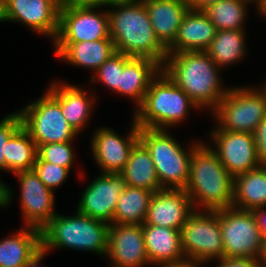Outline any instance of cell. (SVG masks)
Listing matches in <instances>:
<instances>
[{"label":"cell","instance_id":"cell-41","mask_svg":"<svg viewBox=\"0 0 266 267\" xmlns=\"http://www.w3.org/2000/svg\"><path fill=\"white\" fill-rule=\"evenodd\" d=\"M60 10L69 7L93 6L90 0H56Z\"/></svg>","mask_w":266,"mask_h":267},{"label":"cell","instance_id":"cell-44","mask_svg":"<svg viewBox=\"0 0 266 267\" xmlns=\"http://www.w3.org/2000/svg\"><path fill=\"white\" fill-rule=\"evenodd\" d=\"M257 260L260 267H266V237L262 239V245Z\"/></svg>","mask_w":266,"mask_h":267},{"label":"cell","instance_id":"cell-26","mask_svg":"<svg viewBox=\"0 0 266 267\" xmlns=\"http://www.w3.org/2000/svg\"><path fill=\"white\" fill-rule=\"evenodd\" d=\"M232 206L252 211L266 207V165L234 177Z\"/></svg>","mask_w":266,"mask_h":267},{"label":"cell","instance_id":"cell-19","mask_svg":"<svg viewBox=\"0 0 266 267\" xmlns=\"http://www.w3.org/2000/svg\"><path fill=\"white\" fill-rule=\"evenodd\" d=\"M65 82V83H64ZM46 90L60 103V108L67 122L82 133L94 113L96 93L90 89L67 83V81H52Z\"/></svg>","mask_w":266,"mask_h":267},{"label":"cell","instance_id":"cell-50","mask_svg":"<svg viewBox=\"0 0 266 267\" xmlns=\"http://www.w3.org/2000/svg\"><path fill=\"white\" fill-rule=\"evenodd\" d=\"M264 83H265V84L262 83V86H261V87L266 91V80H265Z\"/></svg>","mask_w":266,"mask_h":267},{"label":"cell","instance_id":"cell-37","mask_svg":"<svg viewBox=\"0 0 266 267\" xmlns=\"http://www.w3.org/2000/svg\"><path fill=\"white\" fill-rule=\"evenodd\" d=\"M215 261V267H260L257 258L251 257H223Z\"/></svg>","mask_w":266,"mask_h":267},{"label":"cell","instance_id":"cell-30","mask_svg":"<svg viewBox=\"0 0 266 267\" xmlns=\"http://www.w3.org/2000/svg\"><path fill=\"white\" fill-rule=\"evenodd\" d=\"M153 192L126 186L113 215V224L142 225L145 222Z\"/></svg>","mask_w":266,"mask_h":267},{"label":"cell","instance_id":"cell-31","mask_svg":"<svg viewBox=\"0 0 266 267\" xmlns=\"http://www.w3.org/2000/svg\"><path fill=\"white\" fill-rule=\"evenodd\" d=\"M249 2L246 0H218L202 11L219 30H240L245 28Z\"/></svg>","mask_w":266,"mask_h":267},{"label":"cell","instance_id":"cell-11","mask_svg":"<svg viewBox=\"0 0 266 267\" xmlns=\"http://www.w3.org/2000/svg\"><path fill=\"white\" fill-rule=\"evenodd\" d=\"M106 5L69 7L59 11V29L52 43L111 39ZM100 8V9H99ZM98 9V10H97Z\"/></svg>","mask_w":266,"mask_h":267},{"label":"cell","instance_id":"cell-42","mask_svg":"<svg viewBox=\"0 0 266 267\" xmlns=\"http://www.w3.org/2000/svg\"><path fill=\"white\" fill-rule=\"evenodd\" d=\"M262 237H266V207L254 210Z\"/></svg>","mask_w":266,"mask_h":267},{"label":"cell","instance_id":"cell-38","mask_svg":"<svg viewBox=\"0 0 266 267\" xmlns=\"http://www.w3.org/2000/svg\"><path fill=\"white\" fill-rule=\"evenodd\" d=\"M13 189L10 188L9 185L3 182L2 179H0V210L2 208H6L7 206L11 204L13 201L15 195Z\"/></svg>","mask_w":266,"mask_h":267},{"label":"cell","instance_id":"cell-33","mask_svg":"<svg viewBox=\"0 0 266 267\" xmlns=\"http://www.w3.org/2000/svg\"><path fill=\"white\" fill-rule=\"evenodd\" d=\"M73 141L48 143L37 148V156L46 162L55 163L72 170L76 161V152L73 149Z\"/></svg>","mask_w":266,"mask_h":267},{"label":"cell","instance_id":"cell-8","mask_svg":"<svg viewBox=\"0 0 266 267\" xmlns=\"http://www.w3.org/2000/svg\"><path fill=\"white\" fill-rule=\"evenodd\" d=\"M19 113L22 126L37 148L48 143L75 141L79 135L63 116L60 103L46 89L41 97L19 109Z\"/></svg>","mask_w":266,"mask_h":267},{"label":"cell","instance_id":"cell-21","mask_svg":"<svg viewBox=\"0 0 266 267\" xmlns=\"http://www.w3.org/2000/svg\"><path fill=\"white\" fill-rule=\"evenodd\" d=\"M55 55L64 63L97 71L116 49L112 39H99L78 43H52Z\"/></svg>","mask_w":266,"mask_h":267},{"label":"cell","instance_id":"cell-14","mask_svg":"<svg viewBox=\"0 0 266 267\" xmlns=\"http://www.w3.org/2000/svg\"><path fill=\"white\" fill-rule=\"evenodd\" d=\"M76 210L91 218L113 224V215L126 182L120 173H100L87 182Z\"/></svg>","mask_w":266,"mask_h":267},{"label":"cell","instance_id":"cell-22","mask_svg":"<svg viewBox=\"0 0 266 267\" xmlns=\"http://www.w3.org/2000/svg\"><path fill=\"white\" fill-rule=\"evenodd\" d=\"M144 4L157 39L167 49L176 38L188 4L185 0H144Z\"/></svg>","mask_w":266,"mask_h":267},{"label":"cell","instance_id":"cell-16","mask_svg":"<svg viewBox=\"0 0 266 267\" xmlns=\"http://www.w3.org/2000/svg\"><path fill=\"white\" fill-rule=\"evenodd\" d=\"M7 22L20 23L33 33L45 35L52 42L59 29L56 0H3Z\"/></svg>","mask_w":266,"mask_h":267},{"label":"cell","instance_id":"cell-1","mask_svg":"<svg viewBox=\"0 0 266 267\" xmlns=\"http://www.w3.org/2000/svg\"><path fill=\"white\" fill-rule=\"evenodd\" d=\"M106 7L109 34L116 52L129 57L149 58L162 67L168 55L167 49L154 33L144 1L112 2Z\"/></svg>","mask_w":266,"mask_h":267},{"label":"cell","instance_id":"cell-23","mask_svg":"<svg viewBox=\"0 0 266 267\" xmlns=\"http://www.w3.org/2000/svg\"><path fill=\"white\" fill-rule=\"evenodd\" d=\"M162 67L149 58L132 57L123 67L119 94L130 98L134 104L133 112L142 104L150 82L159 74Z\"/></svg>","mask_w":266,"mask_h":267},{"label":"cell","instance_id":"cell-4","mask_svg":"<svg viewBox=\"0 0 266 267\" xmlns=\"http://www.w3.org/2000/svg\"><path fill=\"white\" fill-rule=\"evenodd\" d=\"M189 109L201 111L199 106L161 70L150 82L145 98L133 112L132 118L139 128L169 129L186 121Z\"/></svg>","mask_w":266,"mask_h":267},{"label":"cell","instance_id":"cell-3","mask_svg":"<svg viewBox=\"0 0 266 267\" xmlns=\"http://www.w3.org/2000/svg\"><path fill=\"white\" fill-rule=\"evenodd\" d=\"M234 178L202 141L192 152L186 193L195 210L217 211L233 205Z\"/></svg>","mask_w":266,"mask_h":267},{"label":"cell","instance_id":"cell-39","mask_svg":"<svg viewBox=\"0 0 266 267\" xmlns=\"http://www.w3.org/2000/svg\"><path fill=\"white\" fill-rule=\"evenodd\" d=\"M203 266L204 264L197 262L194 259L185 257L178 261L160 263L158 265H155L154 267H203Z\"/></svg>","mask_w":266,"mask_h":267},{"label":"cell","instance_id":"cell-28","mask_svg":"<svg viewBox=\"0 0 266 267\" xmlns=\"http://www.w3.org/2000/svg\"><path fill=\"white\" fill-rule=\"evenodd\" d=\"M246 29L219 30L205 51L215 64L223 70L224 67L233 66L247 56Z\"/></svg>","mask_w":266,"mask_h":267},{"label":"cell","instance_id":"cell-40","mask_svg":"<svg viewBox=\"0 0 266 267\" xmlns=\"http://www.w3.org/2000/svg\"><path fill=\"white\" fill-rule=\"evenodd\" d=\"M48 252L49 251L47 249L40 246L34 252V254L27 260L26 264L23 267H41V262L43 261V258H45Z\"/></svg>","mask_w":266,"mask_h":267},{"label":"cell","instance_id":"cell-6","mask_svg":"<svg viewBox=\"0 0 266 267\" xmlns=\"http://www.w3.org/2000/svg\"><path fill=\"white\" fill-rule=\"evenodd\" d=\"M168 129L139 128V141L148 149L163 189H185L193 150L202 142L188 147L176 141Z\"/></svg>","mask_w":266,"mask_h":267},{"label":"cell","instance_id":"cell-17","mask_svg":"<svg viewBox=\"0 0 266 267\" xmlns=\"http://www.w3.org/2000/svg\"><path fill=\"white\" fill-rule=\"evenodd\" d=\"M106 257L112 267L152 266L146 251L142 225L110 224Z\"/></svg>","mask_w":266,"mask_h":267},{"label":"cell","instance_id":"cell-48","mask_svg":"<svg viewBox=\"0 0 266 267\" xmlns=\"http://www.w3.org/2000/svg\"><path fill=\"white\" fill-rule=\"evenodd\" d=\"M250 4H255V7H257L263 0H246Z\"/></svg>","mask_w":266,"mask_h":267},{"label":"cell","instance_id":"cell-47","mask_svg":"<svg viewBox=\"0 0 266 267\" xmlns=\"http://www.w3.org/2000/svg\"><path fill=\"white\" fill-rule=\"evenodd\" d=\"M94 5H108L113 2V0H90Z\"/></svg>","mask_w":266,"mask_h":267},{"label":"cell","instance_id":"cell-10","mask_svg":"<svg viewBox=\"0 0 266 267\" xmlns=\"http://www.w3.org/2000/svg\"><path fill=\"white\" fill-rule=\"evenodd\" d=\"M224 257L258 258L262 234L254 211L229 207L219 210Z\"/></svg>","mask_w":266,"mask_h":267},{"label":"cell","instance_id":"cell-5","mask_svg":"<svg viewBox=\"0 0 266 267\" xmlns=\"http://www.w3.org/2000/svg\"><path fill=\"white\" fill-rule=\"evenodd\" d=\"M107 222L81 214L65 216L57 213L41 230V246L48 251L72 249L105 257L108 248Z\"/></svg>","mask_w":266,"mask_h":267},{"label":"cell","instance_id":"cell-34","mask_svg":"<svg viewBox=\"0 0 266 267\" xmlns=\"http://www.w3.org/2000/svg\"><path fill=\"white\" fill-rule=\"evenodd\" d=\"M34 172L49 189L55 190L59 188L67 180L70 175V169L59 166L55 163L42 161L38 156L33 166Z\"/></svg>","mask_w":266,"mask_h":267},{"label":"cell","instance_id":"cell-36","mask_svg":"<svg viewBox=\"0 0 266 267\" xmlns=\"http://www.w3.org/2000/svg\"><path fill=\"white\" fill-rule=\"evenodd\" d=\"M253 135L258 159L261 165H266V117L257 125Z\"/></svg>","mask_w":266,"mask_h":267},{"label":"cell","instance_id":"cell-13","mask_svg":"<svg viewBox=\"0 0 266 267\" xmlns=\"http://www.w3.org/2000/svg\"><path fill=\"white\" fill-rule=\"evenodd\" d=\"M126 137L120 136L111 127H97L91 138V153L101 173H120L134 145L139 141V127L132 119Z\"/></svg>","mask_w":266,"mask_h":267},{"label":"cell","instance_id":"cell-7","mask_svg":"<svg viewBox=\"0 0 266 267\" xmlns=\"http://www.w3.org/2000/svg\"><path fill=\"white\" fill-rule=\"evenodd\" d=\"M254 87L231 85L210 112L217 122L212 130L255 132L257 125L266 117V91L260 85Z\"/></svg>","mask_w":266,"mask_h":267},{"label":"cell","instance_id":"cell-49","mask_svg":"<svg viewBox=\"0 0 266 267\" xmlns=\"http://www.w3.org/2000/svg\"><path fill=\"white\" fill-rule=\"evenodd\" d=\"M144 0H113V2H143Z\"/></svg>","mask_w":266,"mask_h":267},{"label":"cell","instance_id":"cell-45","mask_svg":"<svg viewBox=\"0 0 266 267\" xmlns=\"http://www.w3.org/2000/svg\"><path fill=\"white\" fill-rule=\"evenodd\" d=\"M256 8V12L266 18V0H263Z\"/></svg>","mask_w":266,"mask_h":267},{"label":"cell","instance_id":"cell-24","mask_svg":"<svg viewBox=\"0 0 266 267\" xmlns=\"http://www.w3.org/2000/svg\"><path fill=\"white\" fill-rule=\"evenodd\" d=\"M144 242L150 264L178 261L185 258L180 230L155 225H142Z\"/></svg>","mask_w":266,"mask_h":267},{"label":"cell","instance_id":"cell-35","mask_svg":"<svg viewBox=\"0 0 266 267\" xmlns=\"http://www.w3.org/2000/svg\"><path fill=\"white\" fill-rule=\"evenodd\" d=\"M21 126L22 118L18 110L5 115L0 120V170L5 171V150L3 146Z\"/></svg>","mask_w":266,"mask_h":267},{"label":"cell","instance_id":"cell-2","mask_svg":"<svg viewBox=\"0 0 266 267\" xmlns=\"http://www.w3.org/2000/svg\"><path fill=\"white\" fill-rule=\"evenodd\" d=\"M162 71L201 110L212 111L229 91L221 69L205 51L168 53Z\"/></svg>","mask_w":266,"mask_h":267},{"label":"cell","instance_id":"cell-32","mask_svg":"<svg viewBox=\"0 0 266 267\" xmlns=\"http://www.w3.org/2000/svg\"><path fill=\"white\" fill-rule=\"evenodd\" d=\"M132 57L126 56L122 53H114L108 60H106L100 68L95 71L90 78V82L101 83L102 86H106L115 94H119V85L121 79V72L124 65Z\"/></svg>","mask_w":266,"mask_h":267},{"label":"cell","instance_id":"cell-20","mask_svg":"<svg viewBox=\"0 0 266 267\" xmlns=\"http://www.w3.org/2000/svg\"><path fill=\"white\" fill-rule=\"evenodd\" d=\"M216 32V27L202 10L189 9L167 53L206 51Z\"/></svg>","mask_w":266,"mask_h":267},{"label":"cell","instance_id":"cell-18","mask_svg":"<svg viewBox=\"0 0 266 267\" xmlns=\"http://www.w3.org/2000/svg\"><path fill=\"white\" fill-rule=\"evenodd\" d=\"M194 210L191 198L184 189H162L153 193L142 225L181 230Z\"/></svg>","mask_w":266,"mask_h":267},{"label":"cell","instance_id":"cell-46","mask_svg":"<svg viewBox=\"0 0 266 267\" xmlns=\"http://www.w3.org/2000/svg\"><path fill=\"white\" fill-rule=\"evenodd\" d=\"M7 22L5 17V5L4 1L0 0V23Z\"/></svg>","mask_w":266,"mask_h":267},{"label":"cell","instance_id":"cell-25","mask_svg":"<svg viewBox=\"0 0 266 267\" xmlns=\"http://www.w3.org/2000/svg\"><path fill=\"white\" fill-rule=\"evenodd\" d=\"M0 240V267H23L41 246L38 228L21 226L19 231Z\"/></svg>","mask_w":266,"mask_h":267},{"label":"cell","instance_id":"cell-9","mask_svg":"<svg viewBox=\"0 0 266 267\" xmlns=\"http://www.w3.org/2000/svg\"><path fill=\"white\" fill-rule=\"evenodd\" d=\"M180 233L181 247L186 258L208 265L224 257L219 210H194Z\"/></svg>","mask_w":266,"mask_h":267},{"label":"cell","instance_id":"cell-27","mask_svg":"<svg viewBox=\"0 0 266 267\" xmlns=\"http://www.w3.org/2000/svg\"><path fill=\"white\" fill-rule=\"evenodd\" d=\"M120 174L127 186L144 188L153 193L163 189L160 186L151 155L140 141L132 148L129 159Z\"/></svg>","mask_w":266,"mask_h":267},{"label":"cell","instance_id":"cell-15","mask_svg":"<svg viewBox=\"0 0 266 267\" xmlns=\"http://www.w3.org/2000/svg\"><path fill=\"white\" fill-rule=\"evenodd\" d=\"M14 175L19 180L23 225L41 230L58 213L54 208L55 192L44 185L33 169Z\"/></svg>","mask_w":266,"mask_h":267},{"label":"cell","instance_id":"cell-12","mask_svg":"<svg viewBox=\"0 0 266 267\" xmlns=\"http://www.w3.org/2000/svg\"><path fill=\"white\" fill-rule=\"evenodd\" d=\"M208 137L206 143L233 178L262 166L252 133L212 130Z\"/></svg>","mask_w":266,"mask_h":267},{"label":"cell","instance_id":"cell-29","mask_svg":"<svg viewBox=\"0 0 266 267\" xmlns=\"http://www.w3.org/2000/svg\"><path fill=\"white\" fill-rule=\"evenodd\" d=\"M5 172L32 170L37 158V145L29 132L21 126L3 146Z\"/></svg>","mask_w":266,"mask_h":267},{"label":"cell","instance_id":"cell-43","mask_svg":"<svg viewBox=\"0 0 266 267\" xmlns=\"http://www.w3.org/2000/svg\"><path fill=\"white\" fill-rule=\"evenodd\" d=\"M191 10H203L207 5L218 0H185Z\"/></svg>","mask_w":266,"mask_h":267}]
</instances>
